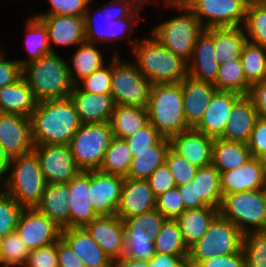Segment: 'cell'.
Wrapping results in <instances>:
<instances>
[{
  "label": "cell",
  "instance_id": "6da1fadb",
  "mask_svg": "<svg viewBox=\"0 0 266 267\" xmlns=\"http://www.w3.org/2000/svg\"><path fill=\"white\" fill-rule=\"evenodd\" d=\"M147 1L150 0H110L109 3L96 8L97 11H92L90 2L84 14L86 42L97 44L108 41L112 43L123 38L131 44V49H133L138 39H132L131 35L138 24L140 11L145 3H148ZM97 12L98 16L104 20L101 24L99 23L101 26H98L96 21L98 20V17H95Z\"/></svg>",
  "mask_w": 266,
  "mask_h": 267
},
{
  "label": "cell",
  "instance_id": "7a4b0ae2",
  "mask_svg": "<svg viewBox=\"0 0 266 267\" xmlns=\"http://www.w3.org/2000/svg\"><path fill=\"white\" fill-rule=\"evenodd\" d=\"M30 120L34 145H69L82 125L70 97L38 102Z\"/></svg>",
  "mask_w": 266,
  "mask_h": 267
},
{
  "label": "cell",
  "instance_id": "3957f363",
  "mask_svg": "<svg viewBox=\"0 0 266 267\" xmlns=\"http://www.w3.org/2000/svg\"><path fill=\"white\" fill-rule=\"evenodd\" d=\"M150 36L139 39L132 49L138 70L152 84L179 83L188 76V62Z\"/></svg>",
  "mask_w": 266,
  "mask_h": 267
},
{
  "label": "cell",
  "instance_id": "277c9868",
  "mask_svg": "<svg viewBox=\"0 0 266 267\" xmlns=\"http://www.w3.org/2000/svg\"><path fill=\"white\" fill-rule=\"evenodd\" d=\"M69 64L55 52L22 67V76L38 102L70 97L74 84Z\"/></svg>",
  "mask_w": 266,
  "mask_h": 267
},
{
  "label": "cell",
  "instance_id": "5b68a950",
  "mask_svg": "<svg viewBox=\"0 0 266 267\" xmlns=\"http://www.w3.org/2000/svg\"><path fill=\"white\" fill-rule=\"evenodd\" d=\"M6 170L7 174L12 171L3 190L23 208H35L47 185L36 153L31 151L11 158Z\"/></svg>",
  "mask_w": 266,
  "mask_h": 267
},
{
  "label": "cell",
  "instance_id": "8992f818",
  "mask_svg": "<svg viewBox=\"0 0 266 267\" xmlns=\"http://www.w3.org/2000/svg\"><path fill=\"white\" fill-rule=\"evenodd\" d=\"M149 122L165 138H171L189 127L183 109L181 83L153 84L147 105Z\"/></svg>",
  "mask_w": 266,
  "mask_h": 267
},
{
  "label": "cell",
  "instance_id": "52a82bcc",
  "mask_svg": "<svg viewBox=\"0 0 266 267\" xmlns=\"http://www.w3.org/2000/svg\"><path fill=\"white\" fill-rule=\"evenodd\" d=\"M165 5H163L165 8L172 7L181 12V15L161 22L152 29L151 34L161 45L188 62L204 27L185 3H165Z\"/></svg>",
  "mask_w": 266,
  "mask_h": 267
},
{
  "label": "cell",
  "instance_id": "ba28073f",
  "mask_svg": "<svg viewBox=\"0 0 266 267\" xmlns=\"http://www.w3.org/2000/svg\"><path fill=\"white\" fill-rule=\"evenodd\" d=\"M244 234L220 214L211 222L203 237L189 249L187 267L216 256L238 253L243 249Z\"/></svg>",
  "mask_w": 266,
  "mask_h": 267
},
{
  "label": "cell",
  "instance_id": "9c48e42d",
  "mask_svg": "<svg viewBox=\"0 0 266 267\" xmlns=\"http://www.w3.org/2000/svg\"><path fill=\"white\" fill-rule=\"evenodd\" d=\"M219 214L234 223L244 235L266 231V196L264 189L223 196Z\"/></svg>",
  "mask_w": 266,
  "mask_h": 267
},
{
  "label": "cell",
  "instance_id": "30bf717a",
  "mask_svg": "<svg viewBox=\"0 0 266 267\" xmlns=\"http://www.w3.org/2000/svg\"><path fill=\"white\" fill-rule=\"evenodd\" d=\"M113 53L111 95L115 104L146 108L153 84L138 70L135 63L121 60L117 50Z\"/></svg>",
  "mask_w": 266,
  "mask_h": 267
},
{
  "label": "cell",
  "instance_id": "8fae6325",
  "mask_svg": "<svg viewBox=\"0 0 266 267\" xmlns=\"http://www.w3.org/2000/svg\"><path fill=\"white\" fill-rule=\"evenodd\" d=\"M112 139L110 122L82 124L69 143L77 167L98 170Z\"/></svg>",
  "mask_w": 266,
  "mask_h": 267
},
{
  "label": "cell",
  "instance_id": "7c38bea8",
  "mask_svg": "<svg viewBox=\"0 0 266 267\" xmlns=\"http://www.w3.org/2000/svg\"><path fill=\"white\" fill-rule=\"evenodd\" d=\"M248 2L249 0H188L185 4L204 29H210L243 26Z\"/></svg>",
  "mask_w": 266,
  "mask_h": 267
},
{
  "label": "cell",
  "instance_id": "4fadbf2b",
  "mask_svg": "<svg viewBox=\"0 0 266 267\" xmlns=\"http://www.w3.org/2000/svg\"><path fill=\"white\" fill-rule=\"evenodd\" d=\"M33 151L47 184L68 183L81 171L69 145H34Z\"/></svg>",
  "mask_w": 266,
  "mask_h": 267
},
{
  "label": "cell",
  "instance_id": "5bb4252c",
  "mask_svg": "<svg viewBox=\"0 0 266 267\" xmlns=\"http://www.w3.org/2000/svg\"><path fill=\"white\" fill-rule=\"evenodd\" d=\"M125 177L89 171V202L98 216L116 215Z\"/></svg>",
  "mask_w": 266,
  "mask_h": 267
},
{
  "label": "cell",
  "instance_id": "9a60e30c",
  "mask_svg": "<svg viewBox=\"0 0 266 267\" xmlns=\"http://www.w3.org/2000/svg\"><path fill=\"white\" fill-rule=\"evenodd\" d=\"M16 231L30 250L56 243L62 229L36 208H24Z\"/></svg>",
  "mask_w": 266,
  "mask_h": 267
},
{
  "label": "cell",
  "instance_id": "2e32d148",
  "mask_svg": "<svg viewBox=\"0 0 266 267\" xmlns=\"http://www.w3.org/2000/svg\"><path fill=\"white\" fill-rule=\"evenodd\" d=\"M0 144L10 159L33 151L30 118L0 112Z\"/></svg>",
  "mask_w": 266,
  "mask_h": 267
},
{
  "label": "cell",
  "instance_id": "e0dca14e",
  "mask_svg": "<svg viewBox=\"0 0 266 267\" xmlns=\"http://www.w3.org/2000/svg\"><path fill=\"white\" fill-rule=\"evenodd\" d=\"M84 228L112 260L124 256V223L120 217L117 215L98 216Z\"/></svg>",
  "mask_w": 266,
  "mask_h": 267
},
{
  "label": "cell",
  "instance_id": "ac0fdd59",
  "mask_svg": "<svg viewBox=\"0 0 266 267\" xmlns=\"http://www.w3.org/2000/svg\"><path fill=\"white\" fill-rule=\"evenodd\" d=\"M215 51L214 28L204 29L198 36L192 57L188 61V76L198 81L214 83L220 67Z\"/></svg>",
  "mask_w": 266,
  "mask_h": 267
},
{
  "label": "cell",
  "instance_id": "d6986e66",
  "mask_svg": "<svg viewBox=\"0 0 266 267\" xmlns=\"http://www.w3.org/2000/svg\"><path fill=\"white\" fill-rule=\"evenodd\" d=\"M214 138L189 128L170 138L171 148L197 168L212 164Z\"/></svg>",
  "mask_w": 266,
  "mask_h": 267
},
{
  "label": "cell",
  "instance_id": "ffe728a7",
  "mask_svg": "<svg viewBox=\"0 0 266 267\" xmlns=\"http://www.w3.org/2000/svg\"><path fill=\"white\" fill-rule=\"evenodd\" d=\"M45 25L52 53L55 46L76 47L86 42L84 16H35Z\"/></svg>",
  "mask_w": 266,
  "mask_h": 267
},
{
  "label": "cell",
  "instance_id": "44dd1931",
  "mask_svg": "<svg viewBox=\"0 0 266 267\" xmlns=\"http://www.w3.org/2000/svg\"><path fill=\"white\" fill-rule=\"evenodd\" d=\"M156 208V197L144 179H124L116 215L122 220Z\"/></svg>",
  "mask_w": 266,
  "mask_h": 267
},
{
  "label": "cell",
  "instance_id": "7402d4cb",
  "mask_svg": "<svg viewBox=\"0 0 266 267\" xmlns=\"http://www.w3.org/2000/svg\"><path fill=\"white\" fill-rule=\"evenodd\" d=\"M241 96L236 92L217 90L212 96L202 120L195 129L209 137L220 138L223 135L226 123L229 121L228 117L233 106Z\"/></svg>",
  "mask_w": 266,
  "mask_h": 267
},
{
  "label": "cell",
  "instance_id": "603a6c76",
  "mask_svg": "<svg viewBox=\"0 0 266 267\" xmlns=\"http://www.w3.org/2000/svg\"><path fill=\"white\" fill-rule=\"evenodd\" d=\"M180 83L185 120L189 128H195L202 120L217 89L213 83L198 81L189 76H186Z\"/></svg>",
  "mask_w": 266,
  "mask_h": 267
},
{
  "label": "cell",
  "instance_id": "cb8c5ba5",
  "mask_svg": "<svg viewBox=\"0 0 266 267\" xmlns=\"http://www.w3.org/2000/svg\"><path fill=\"white\" fill-rule=\"evenodd\" d=\"M70 98L82 124L109 122L116 105L111 94L85 92L77 85H74Z\"/></svg>",
  "mask_w": 266,
  "mask_h": 267
},
{
  "label": "cell",
  "instance_id": "d4e9b609",
  "mask_svg": "<svg viewBox=\"0 0 266 267\" xmlns=\"http://www.w3.org/2000/svg\"><path fill=\"white\" fill-rule=\"evenodd\" d=\"M69 228L84 227L98 217L89 202V171H80L68 183Z\"/></svg>",
  "mask_w": 266,
  "mask_h": 267
},
{
  "label": "cell",
  "instance_id": "484cf974",
  "mask_svg": "<svg viewBox=\"0 0 266 267\" xmlns=\"http://www.w3.org/2000/svg\"><path fill=\"white\" fill-rule=\"evenodd\" d=\"M61 238L85 267H112V259L103 252L84 227L64 228Z\"/></svg>",
  "mask_w": 266,
  "mask_h": 267
},
{
  "label": "cell",
  "instance_id": "4316f807",
  "mask_svg": "<svg viewBox=\"0 0 266 267\" xmlns=\"http://www.w3.org/2000/svg\"><path fill=\"white\" fill-rule=\"evenodd\" d=\"M257 118L258 113L252 98L242 95L234 104L220 138L248 144Z\"/></svg>",
  "mask_w": 266,
  "mask_h": 267
},
{
  "label": "cell",
  "instance_id": "83f0119b",
  "mask_svg": "<svg viewBox=\"0 0 266 267\" xmlns=\"http://www.w3.org/2000/svg\"><path fill=\"white\" fill-rule=\"evenodd\" d=\"M220 182L222 196L265 188L260 164L256 157H252L235 170L220 173Z\"/></svg>",
  "mask_w": 266,
  "mask_h": 267
},
{
  "label": "cell",
  "instance_id": "f1b7e54d",
  "mask_svg": "<svg viewBox=\"0 0 266 267\" xmlns=\"http://www.w3.org/2000/svg\"><path fill=\"white\" fill-rule=\"evenodd\" d=\"M69 187L67 183L47 184L40 203L35 207L61 229L69 228Z\"/></svg>",
  "mask_w": 266,
  "mask_h": 267
},
{
  "label": "cell",
  "instance_id": "f546056e",
  "mask_svg": "<svg viewBox=\"0 0 266 267\" xmlns=\"http://www.w3.org/2000/svg\"><path fill=\"white\" fill-rule=\"evenodd\" d=\"M38 101L23 76L0 89V112L31 117Z\"/></svg>",
  "mask_w": 266,
  "mask_h": 267
},
{
  "label": "cell",
  "instance_id": "4dcf8cb0",
  "mask_svg": "<svg viewBox=\"0 0 266 267\" xmlns=\"http://www.w3.org/2000/svg\"><path fill=\"white\" fill-rule=\"evenodd\" d=\"M219 209L205 206L185 209L175 220L178 222L185 244L190 249L206 233Z\"/></svg>",
  "mask_w": 266,
  "mask_h": 267
},
{
  "label": "cell",
  "instance_id": "1f68e13d",
  "mask_svg": "<svg viewBox=\"0 0 266 267\" xmlns=\"http://www.w3.org/2000/svg\"><path fill=\"white\" fill-rule=\"evenodd\" d=\"M170 147V139L163 137L149 151L131 152L133 158L126 178L147 180L157 167L165 164Z\"/></svg>",
  "mask_w": 266,
  "mask_h": 267
},
{
  "label": "cell",
  "instance_id": "d6a6232c",
  "mask_svg": "<svg viewBox=\"0 0 266 267\" xmlns=\"http://www.w3.org/2000/svg\"><path fill=\"white\" fill-rule=\"evenodd\" d=\"M252 158L248 144L214 138L212 165L220 173L235 170Z\"/></svg>",
  "mask_w": 266,
  "mask_h": 267
},
{
  "label": "cell",
  "instance_id": "836d02e7",
  "mask_svg": "<svg viewBox=\"0 0 266 267\" xmlns=\"http://www.w3.org/2000/svg\"><path fill=\"white\" fill-rule=\"evenodd\" d=\"M195 202H204L207 206L219 209L222 203L220 172L212 164L198 168L193 177Z\"/></svg>",
  "mask_w": 266,
  "mask_h": 267
},
{
  "label": "cell",
  "instance_id": "e575fe53",
  "mask_svg": "<svg viewBox=\"0 0 266 267\" xmlns=\"http://www.w3.org/2000/svg\"><path fill=\"white\" fill-rule=\"evenodd\" d=\"M109 122L113 137L128 138L149 122L147 108L115 105Z\"/></svg>",
  "mask_w": 266,
  "mask_h": 267
},
{
  "label": "cell",
  "instance_id": "d590c367",
  "mask_svg": "<svg viewBox=\"0 0 266 267\" xmlns=\"http://www.w3.org/2000/svg\"><path fill=\"white\" fill-rule=\"evenodd\" d=\"M247 36L243 26L214 28V47L219 64L241 58Z\"/></svg>",
  "mask_w": 266,
  "mask_h": 267
},
{
  "label": "cell",
  "instance_id": "8d00e7d4",
  "mask_svg": "<svg viewBox=\"0 0 266 267\" xmlns=\"http://www.w3.org/2000/svg\"><path fill=\"white\" fill-rule=\"evenodd\" d=\"M70 61L69 74L74 85L105 65L102 52L89 42L80 44Z\"/></svg>",
  "mask_w": 266,
  "mask_h": 267
},
{
  "label": "cell",
  "instance_id": "74e56055",
  "mask_svg": "<svg viewBox=\"0 0 266 267\" xmlns=\"http://www.w3.org/2000/svg\"><path fill=\"white\" fill-rule=\"evenodd\" d=\"M26 49L28 57L18 60L21 67L52 53L49 37L44 23L37 17L31 16L26 22Z\"/></svg>",
  "mask_w": 266,
  "mask_h": 267
},
{
  "label": "cell",
  "instance_id": "f35d334b",
  "mask_svg": "<svg viewBox=\"0 0 266 267\" xmlns=\"http://www.w3.org/2000/svg\"><path fill=\"white\" fill-rule=\"evenodd\" d=\"M213 84L219 91H232L241 95H249L251 90L240 59L220 64L218 76Z\"/></svg>",
  "mask_w": 266,
  "mask_h": 267
},
{
  "label": "cell",
  "instance_id": "ab89813d",
  "mask_svg": "<svg viewBox=\"0 0 266 267\" xmlns=\"http://www.w3.org/2000/svg\"><path fill=\"white\" fill-rule=\"evenodd\" d=\"M246 81L252 86L266 80V46L247 41L240 58Z\"/></svg>",
  "mask_w": 266,
  "mask_h": 267
},
{
  "label": "cell",
  "instance_id": "60d3db41",
  "mask_svg": "<svg viewBox=\"0 0 266 267\" xmlns=\"http://www.w3.org/2000/svg\"><path fill=\"white\" fill-rule=\"evenodd\" d=\"M132 158L125 139L113 137L98 170L126 177Z\"/></svg>",
  "mask_w": 266,
  "mask_h": 267
},
{
  "label": "cell",
  "instance_id": "b9f144b4",
  "mask_svg": "<svg viewBox=\"0 0 266 267\" xmlns=\"http://www.w3.org/2000/svg\"><path fill=\"white\" fill-rule=\"evenodd\" d=\"M156 253L189 255L179 224L175 219H166L154 239Z\"/></svg>",
  "mask_w": 266,
  "mask_h": 267
},
{
  "label": "cell",
  "instance_id": "7bdbcfd3",
  "mask_svg": "<svg viewBox=\"0 0 266 267\" xmlns=\"http://www.w3.org/2000/svg\"><path fill=\"white\" fill-rule=\"evenodd\" d=\"M243 28L247 41L266 46V0L248 2Z\"/></svg>",
  "mask_w": 266,
  "mask_h": 267
},
{
  "label": "cell",
  "instance_id": "ee69618b",
  "mask_svg": "<svg viewBox=\"0 0 266 267\" xmlns=\"http://www.w3.org/2000/svg\"><path fill=\"white\" fill-rule=\"evenodd\" d=\"M125 258L148 261L156 253L154 240L146 234L145 228L124 227Z\"/></svg>",
  "mask_w": 266,
  "mask_h": 267
},
{
  "label": "cell",
  "instance_id": "f6af8a7d",
  "mask_svg": "<svg viewBox=\"0 0 266 267\" xmlns=\"http://www.w3.org/2000/svg\"><path fill=\"white\" fill-rule=\"evenodd\" d=\"M30 251L16 230L1 238L0 261L5 267H25Z\"/></svg>",
  "mask_w": 266,
  "mask_h": 267
},
{
  "label": "cell",
  "instance_id": "bcb514c9",
  "mask_svg": "<svg viewBox=\"0 0 266 267\" xmlns=\"http://www.w3.org/2000/svg\"><path fill=\"white\" fill-rule=\"evenodd\" d=\"M243 251L247 267H266V231L245 234Z\"/></svg>",
  "mask_w": 266,
  "mask_h": 267
},
{
  "label": "cell",
  "instance_id": "7dc6e473",
  "mask_svg": "<svg viewBox=\"0 0 266 267\" xmlns=\"http://www.w3.org/2000/svg\"><path fill=\"white\" fill-rule=\"evenodd\" d=\"M24 208L3 189L0 191V238L16 230L19 216Z\"/></svg>",
  "mask_w": 266,
  "mask_h": 267
},
{
  "label": "cell",
  "instance_id": "c3c4849f",
  "mask_svg": "<svg viewBox=\"0 0 266 267\" xmlns=\"http://www.w3.org/2000/svg\"><path fill=\"white\" fill-rule=\"evenodd\" d=\"M109 63L83 78L76 85L85 92L111 94L112 61Z\"/></svg>",
  "mask_w": 266,
  "mask_h": 267
},
{
  "label": "cell",
  "instance_id": "681fc988",
  "mask_svg": "<svg viewBox=\"0 0 266 267\" xmlns=\"http://www.w3.org/2000/svg\"><path fill=\"white\" fill-rule=\"evenodd\" d=\"M165 163L169 167L177 187L191 182L198 170L197 167L175 152L171 147L167 153Z\"/></svg>",
  "mask_w": 266,
  "mask_h": 267
},
{
  "label": "cell",
  "instance_id": "f907efd6",
  "mask_svg": "<svg viewBox=\"0 0 266 267\" xmlns=\"http://www.w3.org/2000/svg\"><path fill=\"white\" fill-rule=\"evenodd\" d=\"M165 220L166 218L163 214L155 208L151 211L127 218L123 220V223L124 227L145 228L146 234L154 240Z\"/></svg>",
  "mask_w": 266,
  "mask_h": 267
},
{
  "label": "cell",
  "instance_id": "816d5d0a",
  "mask_svg": "<svg viewBox=\"0 0 266 267\" xmlns=\"http://www.w3.org/2000/svg\"><path fill=\"white\" fill-rule=\"evenodd\" d=\"M163 136L148 122L144 127L132 136L125 138L131 152L149 151L150 147L156 145Z\"/></svg>",
  "mask_w": 266,
  "mask_h": 267
},
{
  "label": "cell",
  "instance_id": "f5cc1de1",
  "mask_svg": "<svg viewBox=\"0 0 266 267\" xmlns=\"http://www.w3.org/2000/svg\"><path fill=\"white\" fill-rule=\"evenodd\" d=\"M156 209L166 219H176L185 210L179 188L168 190L156 197Z\"/></svg>",
  "mask_w": 266,
  "mask_h": 267
},
{
  "label": "cell",
  "instance_id": "db71d44e",
  "mask_svg": "<svg viewBox=\"0 0 266 267\" xmlns=\"http://www.w3.org/2000/svg\"><path fill=\"white\" fill-rule=\"evenodd\" d=\"M51 8L34 16H84L88 4L93 0H47Z\"/></svg>",
  "mask_w": 266,
  "mask_h": 267
},
{
  "label": "cell",
  "instance_id": "11a10c76",
  "mask_svg": "<svg viewBox=\"0 0 266 267\" xmlns=\"http://www.w3.org/2000/svg\"><path fill=\"white\" fill-rule=\"evenodd\" d=\"M25 267H58L57 242L32 249Z\"/></svg>",
  "mask_w": 266,
  "mask_h": 267
},
{
  "label": "cell",
  "instance_id": "9f6ffc18",
  "mask_svg": "<svg viewBox=\"0 0 266 267\" xmlns=\"http://www.w3.org/2000/svg\"><path fill=\"white\" fill-rule=\"evenodd\" d=\"M147 181L155 197L177 187L174 177L166 163L157 167Z\"/></svg>",
  "mask_w": 266,
  "mask_h": 267
},
{
  "label": "cell",
  "instance_id": "6f0895ef",
  "mask_svg": "<svg viewBox=\"0 0 266 267\" xmlns=\"http://www.w3.org/2000/svg\"><path fill=\"white\" fill-rule=\"evenodd\" d=\"M252 157L266 155V119L258 117L248 142Z\"/></svg>",
  "mask_w": 266,
  "mask_h": 267
},
{
  "label": "cell",
  "instance_id": "680465c9",
  "mask_svg": "<svg viewBox=\"0 0 266 267\" xmlns=\"http://www.w3.org/2000/svg\"><path fill=\"white\" fill-rule=\"evenodd\" d=\"M6 55L0 49V89L16 82L22 76V67L19 61L5 60Z\"/></svg>",
  "mask_w": 266,
  "mask_h": 267
},
{
  "label": "cell",
  "instance_id": "91938a15",
  "mask_svg": "<svg viewBox=\"0 0 266 267\" xmlns=\"http://www.w3.org/2000/svg\"><path fill=\"white\" fill-rule=\"evenodd\" d=\"M195 267H247L243 249L234 254L216 256L199 262Z\"/></svg>",
  "mask_w": 266,
  "mask_h": 267
},
{
  "label": "cell",
  "instance_id": "94428289",
  "mask_svg": "<svg viewBox=\"0 0 266 267\" xmlns=\"http://www.w3.org/2000/svg\"><path fill=\"white\" fill-rule=\"evenodd\" d=\"M188 256L155 253L147 261V267H187Z\"/></svg>",
  "mask_w": 266,
  "mask_h": 267
},
{
  "label": "cell",
  "instance_id": "6125c7cd",
  "mask_svg": "<svg viewBox=\"0 0 266 267\" xmlns=\"http://www.w3.org/2000/svg\"><path fill=\"white\" fill-rule=\"evenodd\" d=\"M57 261L58 267H85L62 238L57 241Z\"/></svg>",
  "mask_w": 266,
  "mask_h": 267
},
{
  "label": "cell",
  "instance_id": "be15d7a7",
  "mask_svg": "<svg viewBox=\"0 0 266 267\" xmlns=\"http://www.w3.org/2000/svg\"><path fill=\"white\" fill-rule=\"evenodd\" d=\"M249 96L254 102L258 117L266 119V80L253 84Z\"/></svg>",
  "mask_w": 266,
  "mask_h": 267
},
{
  "label": "cell",
  "instance_id": "e7e4bbea",
  "mask_svg": "<svg viewBox=\"0 0 266 267\" xmlns=\"http://www.w3.org/2000/svg\"><path fill=\"white\" fill-rule=\"evenodd\" d=\"M185 209H194L207 206L204 202H195L194 182L178 186Z\"/></svg>",
  "mask_w": 266,
  "mask_h": 267
},
{
  "label": "cell",
  "instance_id": "03108f58",
  "mask_svg": "<svg viewBox=\"0 0 266 267\" xmlns=\"http://www.w3.org/2000/svg\"><path fill=\"white\" fill-rule=\"evenodd\" d=\"M112 267H147V261L121 257L112 260Z\"/></svg>",
  "mask_w": 266,
  "mask_h": 267
},
{
  "label": "cell",
  "instance_id": "003e7915",
  "mask_svg": "<svg viewBox=\"0 0 266 267\" xmlns=\"http://www.w3.org/2000/svg\"><path fill=\"white\" fill-rule=\"evenodd\" d=\"M11 159L6 155L3 146L0 144V187H3L6 179L4 178L7 174V166ZM2 185V186H1Z\"/></svg>",
  "mask_w": 266,
  "mask_h": 267
},
{
  "label": "cell",
  "instance_id": "a7ac6f4b",
  "mask_svg": "<svg viewBox=\"0 0 266 267\" xmlns=\"http://www.w3.org/2000/svg\"><path fill=\"white\" fill-rule=\"evenodd\" d=\"M257 160L260 164V169L264 181V187H266V155L257 157Z\"/></svg>",
  "mask_w": 266,
  "mask_h": 267
},
{
  "label": "cell",
  "instance_id": "89a4df30",
  "mask_svg": "<svg viewBox=\"0 0 266 267\" xmlns=\"http://www.w3.org/2000/svg\"><path fill=\"white\" fill-rule=\"evenodd\" d=\"M187 1L188 0H164V3L163 4H165V3H182V4H184Z\"/></svg>",
  "mask_w": 266,
  "mask_h": 267
},
{
  "label": "cell",
  "instance_id": "2644e50d",
  "mask_svg": "<svg viewBox=\"0 0 266 267\" xmlns=\"http://www.w3.org/2000/svg\"><path fill=\"white\" fill-rule=\"evenodd\" d=\"M0 267H5L1 261H0Z\"/></svg>",
  "mask_w": 266,
  "mask_h": 267
}]
</instances>
